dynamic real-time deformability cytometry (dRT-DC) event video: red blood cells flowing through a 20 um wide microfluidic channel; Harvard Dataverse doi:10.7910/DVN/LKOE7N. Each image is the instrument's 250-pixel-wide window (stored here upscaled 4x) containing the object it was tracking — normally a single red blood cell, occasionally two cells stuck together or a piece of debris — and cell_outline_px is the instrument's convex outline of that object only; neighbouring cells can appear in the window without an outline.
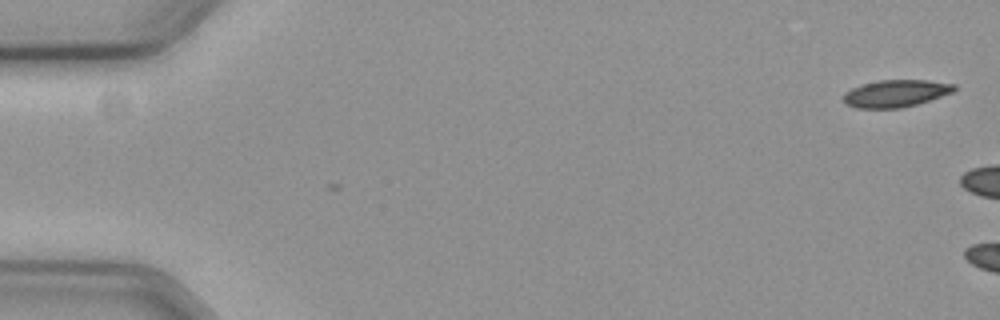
{"species": "common noctule bat (a hibernating species)", "species_latin": "Nyctalus noctula", "temperature_condition": "cold", "stored_images_in_passage": 4, "camera_frame_rate_fps": 3000, "um_per_image_px": 0.085, "animal": {"sex": "female", "body_mass_g": 19.3, "forearm_length_mm": 54.1}, "frame": {"image": 1, "passage_image": 4, "time_ms": 1.0, "image_size_px": [1000, 320], "cell_outline_px": [[956, 88], [952, 92], [916, 104], [900, 108], [856, 108], [848, 104], [844, 100], [844, 92], [852, 88], [864, 84], [880, 80], [928, 80], [956, 84]], "centroid_in_image_um": [76.14, 7.93], "position_along_channel_um": 8.9, "area_um2": 17.28}}